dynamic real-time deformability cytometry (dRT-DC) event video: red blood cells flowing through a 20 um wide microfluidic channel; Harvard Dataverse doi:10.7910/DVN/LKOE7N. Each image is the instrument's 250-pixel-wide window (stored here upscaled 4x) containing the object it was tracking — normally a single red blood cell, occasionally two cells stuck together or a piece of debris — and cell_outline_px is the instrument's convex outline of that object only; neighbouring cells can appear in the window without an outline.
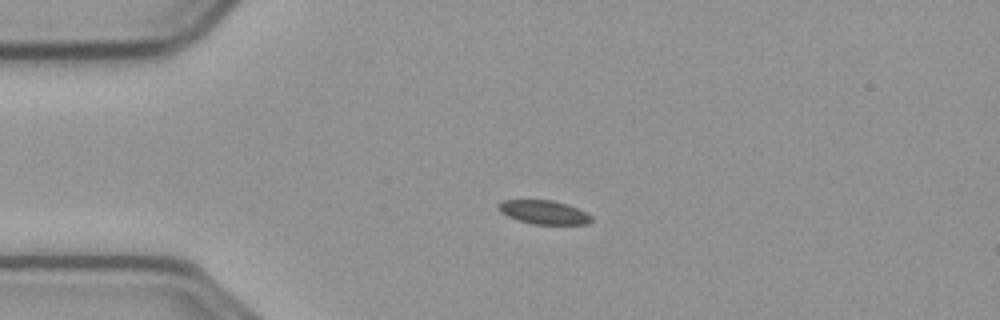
{"species": "common noctule bat (a hibernating species)", "species_latin": "Nyctalus noctula", "temperature_condition": "cold", "stored_images_in_passage": 45, "camera_frame_rate_fps": 3000, "um_per_image_px": 0.085, "animal": {"sex": "male", "body_mass_g": 23.1, "forearm_length_mm": 52.7}, "frame": {"image": 1, "passage_image": 1, "time_ms": 0.0, "image_size_px": [1000, 320], "cell_outline_px": [[592, 220], [588, 224], [532, 224], [516, 220], [500, 212], [496, 208], [496, 204], [504, 200], [552, 200], [568, 204], [592, 216]], "centroid_in_image_um": [46.17, 18.04], "position_along_channel_um": 38.8, "area_um2": 12.95}}
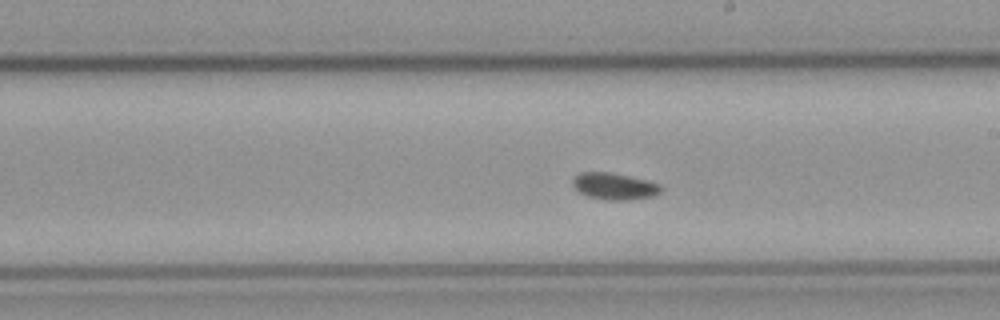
{"frame": {"image": 2, "passage_image": 20, "time_ms": 6.333, "image_size_px": [1000, 320], "cell_outline_px": [[664, 188], [660, 192], [652, 196], [628, 200], [604, 200], [588, 196], [580, 192], [572, 184], [572, 176], [580, 172], [608, 172], [628, 176], [660, 184]], "centroid_in_image_um": [52.19, 15.83], "position_along_channel_um": 236.8, "area_um2": 13.7}}
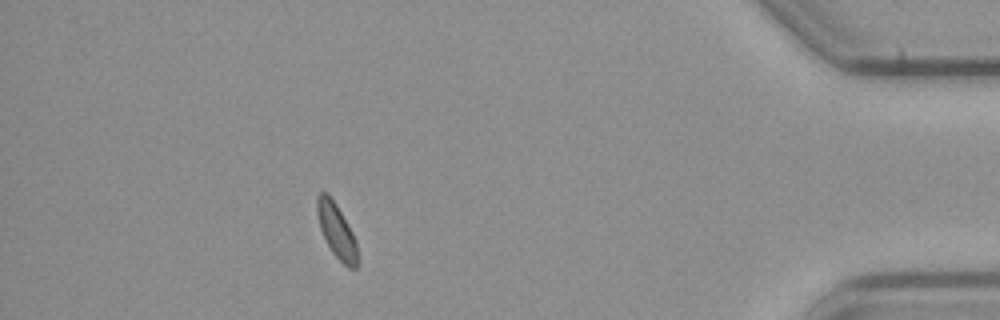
{"frame": {"image": 3, "passage_image": 39, "time_ms": 12.667, "image_size_px": [1000, 320], "cell_outline_px": [[356, 268], [348, 268], [332, 252], [320, 228], [316, 208], [316, 196], [320, 192], [328, 192], [336, 204], [352, 232], [356, 240]], "centroid_in_image_um": [28.57, 19.56], "position_along_channel_um": 406.6, "area_um2": 12.48}}